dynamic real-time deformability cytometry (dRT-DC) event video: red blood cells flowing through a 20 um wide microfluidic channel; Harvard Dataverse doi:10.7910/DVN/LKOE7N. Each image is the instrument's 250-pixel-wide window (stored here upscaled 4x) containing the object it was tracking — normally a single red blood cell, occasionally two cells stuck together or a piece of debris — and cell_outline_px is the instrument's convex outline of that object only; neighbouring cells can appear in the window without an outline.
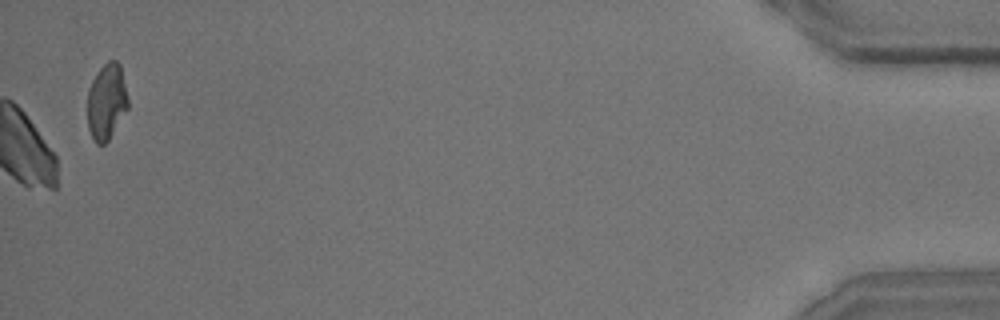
{"species": "common noctule bat (a hibernating species)", "species_latin": "Nyctalus noctula", "temperature_condition": "room temperature", "stored_images_in_passage": 42, "camera_frame_rate_fps": 3000, "um_per_image_px": 0.085, "animal": {"sex": "male", "body_mass_g": 15.6}, "frame": {"image": 1, "passage_image": 42, "time_ms": 13.667, "image_size_px": [1000, 320], "cell_outline_px": [[128, 108], [108, 140], [104, 144], [96, 144], [88, 128], [88, 88], [92, 80], [100, 68], [108, 60], [116, 60], [120, 64], [128, 96]], "centroid_in_image_um": [9.06, 8.62], "position_along_channel_um": 426.1, "area_um2": 17.92}}